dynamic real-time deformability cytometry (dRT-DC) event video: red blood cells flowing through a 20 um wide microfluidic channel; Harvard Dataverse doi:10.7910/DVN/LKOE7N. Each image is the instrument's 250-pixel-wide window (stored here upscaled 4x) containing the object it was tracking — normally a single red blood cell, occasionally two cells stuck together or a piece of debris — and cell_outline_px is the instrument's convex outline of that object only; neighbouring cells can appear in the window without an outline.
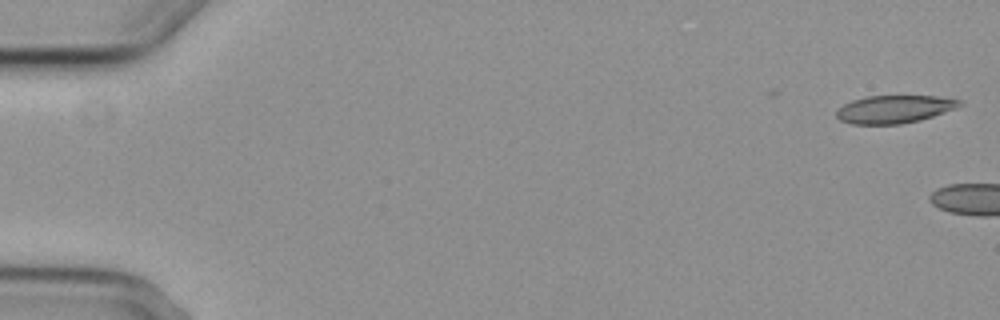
{"species": "common noctule bat (a hibernating species)", "species_latin": "Nyctalus noctula", "temperature_condition": "cold", "stored_images_in_passage": 2, "camera_frame_rate_fps": 3000, "um_per_image_px": 0.085, "animal": {"sex": "female", "body_mass_g": 29.2, "forearm_length_mm": 56.3}, "frame": {"image": 1, "passage_image": 1, "time_ms": 0.0, "image_size_px": [1000, 320], "cell_outline_px": [[964, 104], [956, 108], [920, 120], [900, 124], [852, 124], [840, 120], [836, 116], [836, 112], [844, 104], [852, 100], [868, 96], [936, 96], [964, 100]], "centroid_in_image_um": [76.05, 9.28], "position_along_channel_um": 9.0, "area_um2": 19.94}}